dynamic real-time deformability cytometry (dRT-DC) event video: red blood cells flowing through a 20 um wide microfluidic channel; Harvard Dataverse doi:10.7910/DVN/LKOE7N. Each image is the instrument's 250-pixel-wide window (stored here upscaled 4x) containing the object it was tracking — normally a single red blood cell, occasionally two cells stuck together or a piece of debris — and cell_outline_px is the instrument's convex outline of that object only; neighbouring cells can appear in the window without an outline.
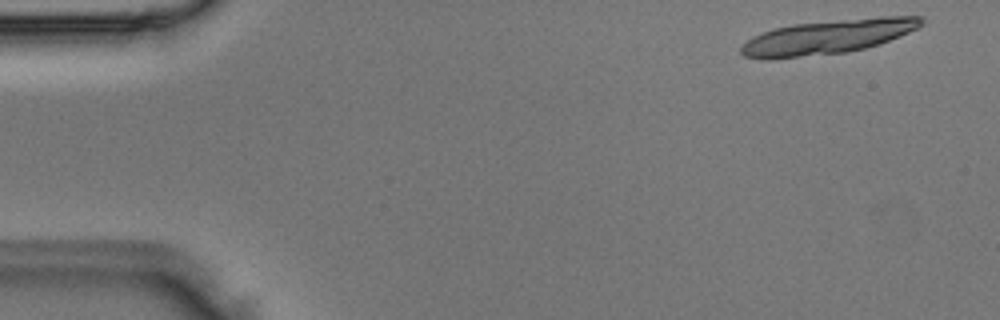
{"species": "Egyptian fruit bat (a non-hibernating species)", "species_latin": "Rousettus aegyptiacus", "temperature_condition": "room temperature", "stored_images_in_passage": 4, "camera_frame_rate_fps": 3000, "um_per_image_px": 0.085, "animal": {"sex": "male"}, "frame": {"image": 1, "passage_image": 1, "time_ms": 0.0, "image_size_px": [1000, 320], "cell_outline_px": [[924, 24], [908, 32], [880, 44], [848, 52], [768, 60], [744, 56], [740, 52], [740, 48], [752, 36], [772, 28], [792, 24], [880, 16], [920, 16], [924, 20]], "centroid_in_image_um": [70.33, 3.13], "position_along_channel_um": 14.7, "area_um2": 36.13}}